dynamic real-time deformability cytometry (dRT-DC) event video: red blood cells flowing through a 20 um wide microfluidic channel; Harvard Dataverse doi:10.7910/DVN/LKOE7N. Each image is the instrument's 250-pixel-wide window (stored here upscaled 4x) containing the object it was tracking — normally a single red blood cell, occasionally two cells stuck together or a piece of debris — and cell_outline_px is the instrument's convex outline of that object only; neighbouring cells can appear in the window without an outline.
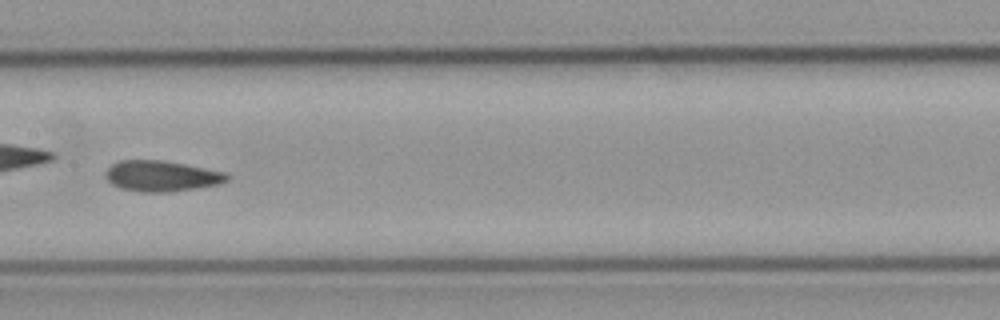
{"species": "common noctule bat (a hibernating species)", "species_latin": "Nyctalus noctula", "temperature_condition": "cold", "stored_images_in_passage": 18, "camera_frame_rate_fps": 3000, "um_per_image_px": 0.085, "animal": {"sex": "male", "body_mass_g": 23.1, "forearm_length_mm": 52.7}, "frame": {"image": 1, "passage_image": 11, "time_ms": 3.333, "image_size_px": [1000, 320], "cell_outline_px": [[228, 180], [220, 184], [196, 188], [168, 192], [144, 192], [120, 188], [112, 184], [104, 176], [104, 172], [112, 164], [120, 160], [164, 160], [224, 172], [228, 176]], "centroid_in_image_um": [13.69, 14.96], "position_along_channel_um": 193.7, "area_um2": 21.68}}